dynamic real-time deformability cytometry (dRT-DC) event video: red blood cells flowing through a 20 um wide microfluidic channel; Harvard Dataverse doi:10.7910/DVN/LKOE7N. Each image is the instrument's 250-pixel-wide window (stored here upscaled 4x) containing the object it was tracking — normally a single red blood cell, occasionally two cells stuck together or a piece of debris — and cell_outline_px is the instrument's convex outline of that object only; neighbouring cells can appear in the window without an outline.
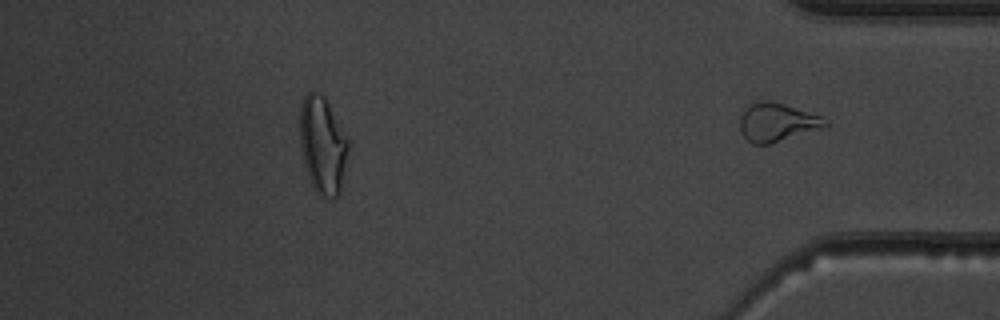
{"species": "common noctule bat (a hibernating species)", "species_latin": "Nyctalus noctula", "temperature_condition": "warm", "stored_images_in_passage": 44, "segment_of_instrument_passage": [2, 2], "camera_frame_rate_fps": 3000, "um_per_image_px": 0.085, "animal": {"sex": "male", "body_mass_g": 19.5, "forearm_length_mm": 54.6}, "frame": {"image": 1, "passage_image": 44, "time_ms": 14.333, "image_size_px": [1000, 320], "cell_outline_px": [[828, 124], [820, 128], [768, 144], [752, 144], [740, 132], [740, 116], [744, 108], [760, 100], [772, 100], [824, 116], [828, 120]], "centroid_in_image_um": [66.03, 10.36], "position_along_channel_um": 369.2, "area_um2": 19.07}}